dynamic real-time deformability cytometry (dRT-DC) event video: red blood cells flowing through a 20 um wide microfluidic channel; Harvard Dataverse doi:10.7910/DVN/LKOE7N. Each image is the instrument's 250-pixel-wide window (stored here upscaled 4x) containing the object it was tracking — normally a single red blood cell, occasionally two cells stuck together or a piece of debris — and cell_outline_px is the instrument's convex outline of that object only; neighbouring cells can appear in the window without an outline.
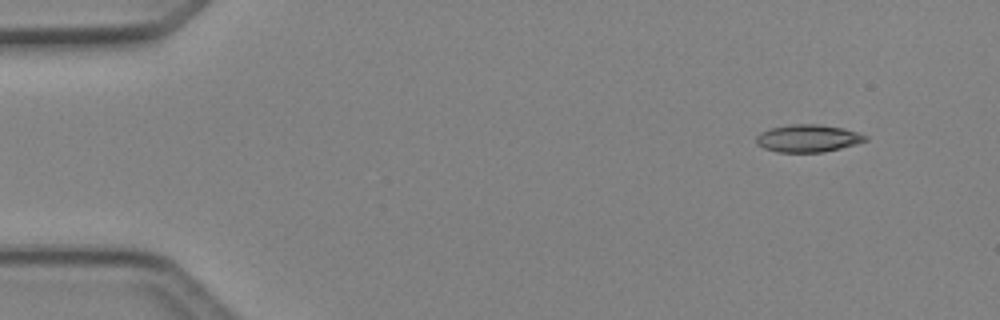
{"species": "Egyptian fruit bat (a non-hibernating species)", "species_latin": "Rousettus aegyptiacus", "temperature_condition": "cold", "stored_images_in_passage": 44, "camera_frame_rate_fps": 3000, "um_per_image_px": 0.085, "animal": {"sex": "female"}, "frame": {"image": 1, "passage_image": 1, "time_ms": 0.0, "image_size_px": [1000, 320], "cell_outline_px": [[868, 140], [856, 144], [824, 152], [776, 152], [764, 148], [756, 144], [756, 136], [760, 132], [772, 128], [788, 124], [820, 124], [860, 132], [868, 136]], "centroid_in_image_um": [68.68, 11.76], "position_along_channel_um": 16.3, "area_um2": 17.57}}
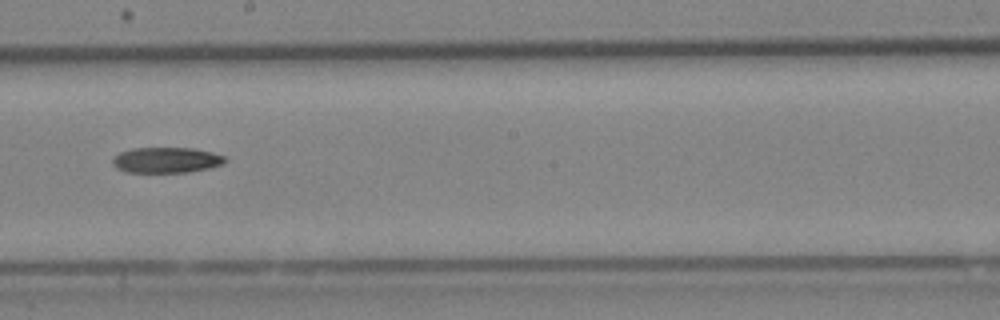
{"frame": {"image": 2, "passage_image": 24, "time_ms": 7.667, "image_size_px": [1000, 320], "cell_outline_px": [[228, 160], [224, 164], [208, 168], [188, 172], [128, 172], [116, 168], [112, 164], [112, 160], [120, 152], [132, 148], [192, 148], [212, 152], [224, 156]], "centroid_in_image_um": [14.16, 13.6], "position_along_channel_um": 234.0, "area_um2": 16.76}}
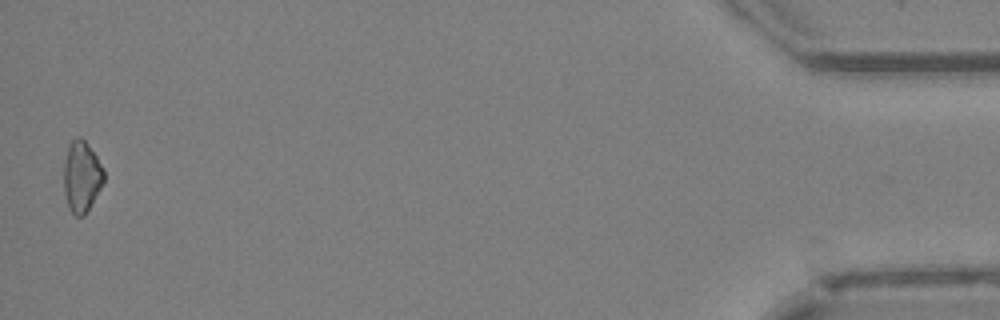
{"frame": {"image": 3, "passage_image": 44, "time_ms": 14.333, "image_size_px": [1000, 320], "cell_outline_px": [[104, 180], [100, 188], [84, 216], [76, 216], [68, 208], [64, 192], [64, 164], [68, 148], [72, 140], [76, 136], [80, 136], [84, 140], [96, 156], [104, 168]], "centroid_in_image_um": [6.93, 15.01], "position_along_channel_um": 428.3, "area_um2": 16.42}}